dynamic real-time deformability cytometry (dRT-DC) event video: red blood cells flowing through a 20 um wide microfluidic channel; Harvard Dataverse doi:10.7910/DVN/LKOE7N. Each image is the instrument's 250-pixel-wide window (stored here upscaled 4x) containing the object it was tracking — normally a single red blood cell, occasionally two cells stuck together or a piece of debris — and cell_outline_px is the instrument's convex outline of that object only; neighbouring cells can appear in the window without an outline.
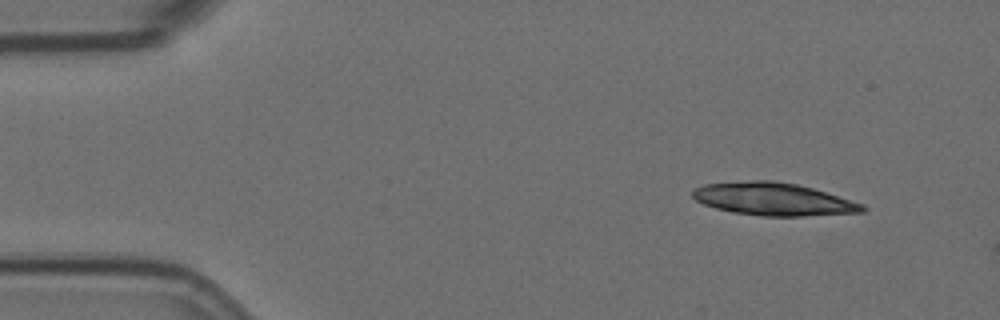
{"species": "Egyptian fruit bat (a non-hibernating species)", "species_latin": "Rousettus aegyptiacus", "temperature_condition": "room temperature", "stored_images_in_passage": 2, "camera_frame_rate_fps": 3000, "um_per_image_px": 0.085, "animal": {"sex": "female"}, "frame": {"image": 1, "passage_image": 1, "time_ms": 0.0, "image_size_px": [1000, 320], "cell_outline_px": [[868, 208], [864, 212], [800, 216], [760, 216], [732, 212], [716, 208], [704, 204], [696, 200], [692, 196], [692, 192], [696, 188], [704, 184], [752, 180], [776, 180], [796, 184], [812, 188], [864, 204]], "centroid_in_image_um": [65.74, 16.92], "position_along_channel_um": 19.3, "area_um2": 32.31}}